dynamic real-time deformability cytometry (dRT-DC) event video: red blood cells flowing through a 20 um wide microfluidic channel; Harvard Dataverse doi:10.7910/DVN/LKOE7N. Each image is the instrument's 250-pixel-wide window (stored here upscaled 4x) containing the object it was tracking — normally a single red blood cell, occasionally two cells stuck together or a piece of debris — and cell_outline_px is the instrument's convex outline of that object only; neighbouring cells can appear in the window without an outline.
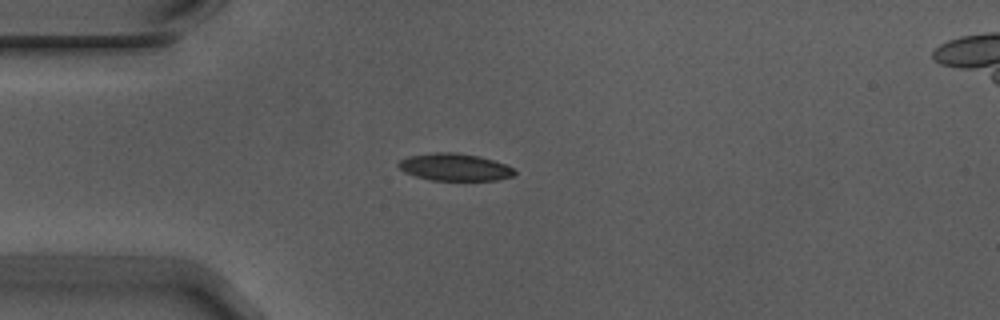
{"species": "Egyptian fruit bat (a non-hibernating species)", "species_latin": "Rousettus aegyptiacus", "temperature_condition": "warm", "stored_images_in_passage": 42, "camera_frame_rate_fps": 3000, "um_per_image_px": 0.085, "animal": {"sex": "male"}, "frame": {"image": 1, "passage_image": 1, "time_ms": 0.0, "image_size_px": [1000, 320], "cell_outline_px": [[516, 172], [512, 176], [496, 180], [432, 180], [416, 176], [404, 172], [396, 164], [400, 160], [408, 156], [436, 152], [456, 152], [480, 156], [504, 164], [512, 168]], "centroid_in_image_um": [38.62, 14.2], "position_along_channel_um": 46.4, "area_um2": 18.32}}
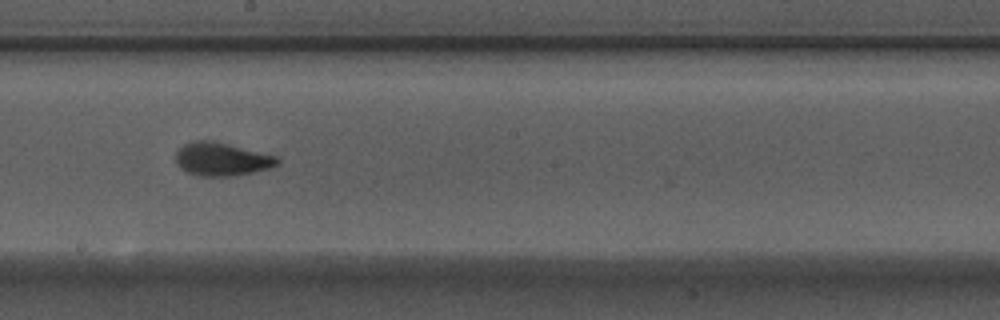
{"frame": {"image": 2, "passage_image": 17, "time_ms": 5.333, "image_size_px": [1000, 320], "cell_outline_px": [[280, 160], [276, 164], [268, 168], [252, 172], [228, 176], [200, 176], [188, 172], [180, 168], [176, 160], [176, 152], [184, 144], [192, 140], [212, 140], [276, 156]], "centroid_in_image_um": [18.8, 13.52], "position_along_channel_um": 229.4, "area_um2": 19.36}}
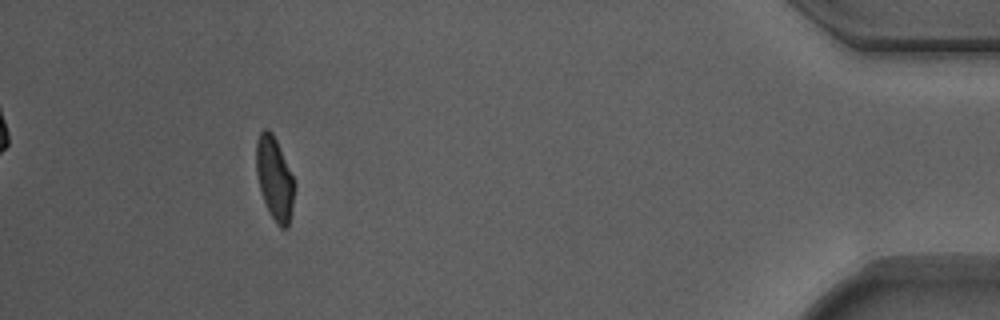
{"frame": {"image": 3, "passage_image": 37, "time_ms": 12.0, "image_size_px": [1000, 320], "cell_outline_px": [[296, 184], [288, 228], [280, 228], [276, 224], [264, 200], [260, 188], [256, 172], [256, 140], [260, 132], [264, 128], [268, 128], [272, 132], [280, 148]], "centroid_in_image_um": [23.34, 15.15], "position_along_channel_um": 411.9, "area_um2": 18.38}, "authors_computed_cell_mechanics": {"area_um2": 19.0162, "velocity_mm_per_s": 3.7248, "shape_relaxation_time_tau1_ms": 3.7074, "shape_relaxation_time_tau2_ms": 1.3122, "deformation_change_tau1": 0.1501, "deformation_change_tau2": 0.0605}}